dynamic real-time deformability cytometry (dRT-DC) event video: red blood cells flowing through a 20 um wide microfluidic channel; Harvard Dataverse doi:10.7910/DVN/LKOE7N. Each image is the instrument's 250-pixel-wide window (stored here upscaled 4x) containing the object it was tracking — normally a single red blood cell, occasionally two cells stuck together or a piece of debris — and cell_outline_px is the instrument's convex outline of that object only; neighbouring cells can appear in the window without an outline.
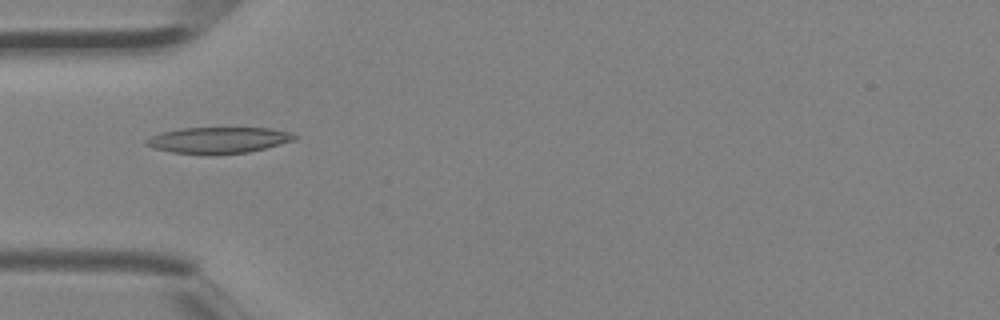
{"species": "Egyptian fruit bat (a non-hibernating species)", "species_latin": "Rousettus aegyptiacus", "temperature_condition": "room temperature", "stored_images_in_passage": 3, "camera_frame_rate_fps": 3000, "um_per_image_px": 0.085, "animal": {"sex": "female"}, "frame": {"image": 1, "passage_image": 3, "time_ms": 0.667, "image_size_px": [1000, 320], "cell_outline_px": [[300, 136], [296, 140], [248, 152], [212, 156], [208, 156], [172, 152], [152, 148], [144, 144], [144, 140], [152, 136], [164, 132], [180, 128], [272, 128], [288, 132]], "centroid_in_image_um": [18.56, 11.93], "position_along_channel_um": 66.4, "area_um2": 23.0}}